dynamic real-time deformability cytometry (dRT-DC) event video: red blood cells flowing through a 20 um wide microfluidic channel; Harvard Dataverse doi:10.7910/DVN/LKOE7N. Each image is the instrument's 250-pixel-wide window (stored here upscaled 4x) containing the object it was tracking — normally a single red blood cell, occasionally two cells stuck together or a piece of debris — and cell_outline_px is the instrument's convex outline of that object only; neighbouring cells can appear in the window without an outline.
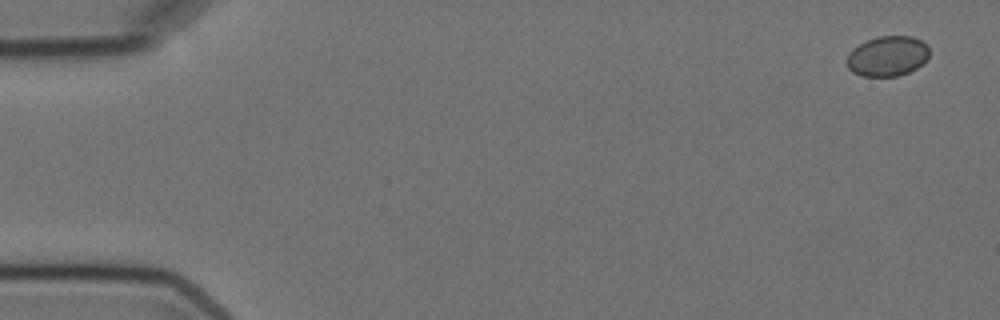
{"species": "Egyptian fruit bat (a non-hibernating species)", "species_latin": "Rousettus aegyptiacus", "temperature_condition": "cold", "stored_images_in_passage": 5, "camera_frame_rate_fps": 3000, "um_per_image_px": 0.085, "animal": {"sex": "female"}, "frame": {"image": 1, "passage_image": 1, "time_ms": 0.0, "image_size_px": [1000, 320], "cell_outline_px": [[928, 56], [924, 64], [908, 72], [896, 76], [860, 76], [852, 72], [848, 68], [848, 52], [852, 48], [868, 40], [880, 36], [912, 36], [928, 44]], "centroid_in_image_um": [75.45, 4.77], "position_along_channel_um": 9.6, "area_um2": 19.31}}
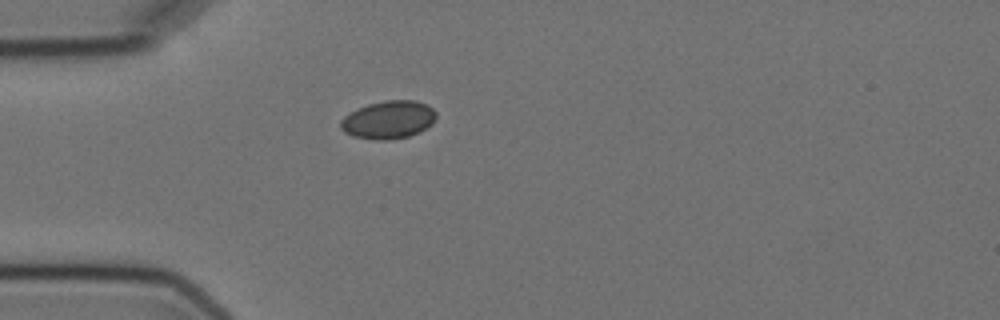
{"frame": {"image": 2, "passage_image": 5, "time_ms": 4.667, "image_size_px": [1000, 320], "cell_outline_px": [[436, 116], [432, 124], [420, 132], [408, 136], [388, 140], [376, 140], [352, 136], [344, 132], [340, 128], [340, 120], [344, 116], [368, 104], [384, 100], [416, 100], [428, 104], [436, 112]], "centroid_in_image_um": [33.03, 10.18], "position_along_channel_um": 52.0, "area_um2": 21.21}}